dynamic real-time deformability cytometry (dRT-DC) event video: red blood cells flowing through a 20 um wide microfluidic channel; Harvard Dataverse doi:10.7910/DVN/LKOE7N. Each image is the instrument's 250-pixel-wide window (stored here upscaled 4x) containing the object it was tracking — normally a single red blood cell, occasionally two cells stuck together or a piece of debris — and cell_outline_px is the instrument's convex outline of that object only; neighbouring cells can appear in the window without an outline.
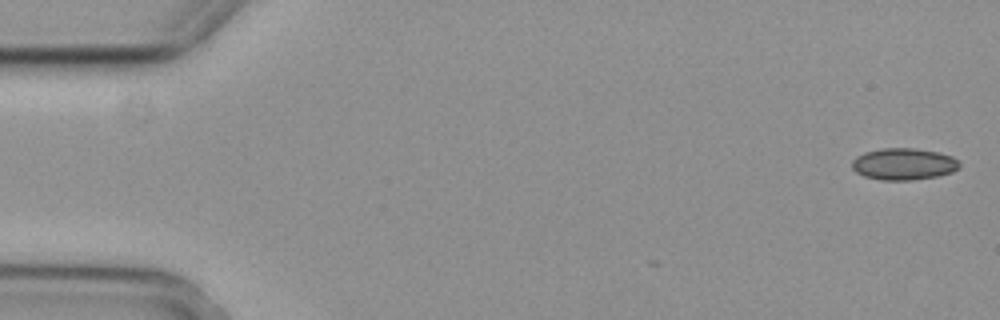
{"species": "common noctule bat (a hibernating species)", "species_latin": "Nyctalus noctula", "temperature_condition": "cold", "stored_images_in_passage": 3, "camera_frame_rate_fps": 3000, "um_per_image_px": 0.085, "animal": {"sex": "female", "body_mass_g": 29.2, "forearm_length_mm": 56.3}, "frame": {"image": 1, "passage_image": 1, "time_ms": 0.0, "image_size_px": [1000, 320], "cell_outline_px": [[960, 168], [952, 172], [936, 176], [912, 180], [880, 180], [864, 176], [856, 172], [852, 168], [852, 160], [856, 156], [864, 152], [880, 148], [916, 148], [940, 152], [952, 156], [960, 164]], "centroid_in_image_um": [76.8, 13.93], "position_along_channel_um": 8.2, "area_um2": 20.06}}